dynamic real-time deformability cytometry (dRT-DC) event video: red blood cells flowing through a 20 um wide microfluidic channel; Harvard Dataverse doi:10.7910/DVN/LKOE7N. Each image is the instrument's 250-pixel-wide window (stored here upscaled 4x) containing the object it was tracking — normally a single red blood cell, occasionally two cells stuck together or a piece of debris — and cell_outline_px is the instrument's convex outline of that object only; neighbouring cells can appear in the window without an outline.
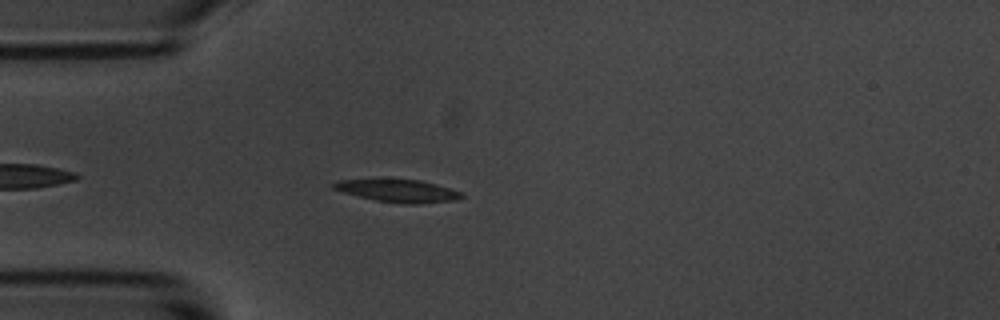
{"species": "common noctule bat (a hibernating species)", "species_latin": "Nyctalus noctula", "temperature_condition": "room temperature", "stored_images_in_passage": 39, "camera_frame_rate_fps": 3000, "um_per_image_px": 0.085, "animal": {"sex": "male", "body_mass_g": 20.1, "forearm_length_mm": 53.5}, "frame": {"image": 1, "passage_image": 6, "time_ms": 1.667, "image_size_px": [1000, 320], "cell_outline_px": [[464, 196], [456, 200], [420, 204], [400, 204], [376, 200], [344, 192], [332, 188], [332, 184], [336, 180], [420, 180], [436, 184], [460, 192]], "centroid_in_image_um": [33.86, 16.23], "position_along_channel_um": 51.1, "area_um2": 16.53}}
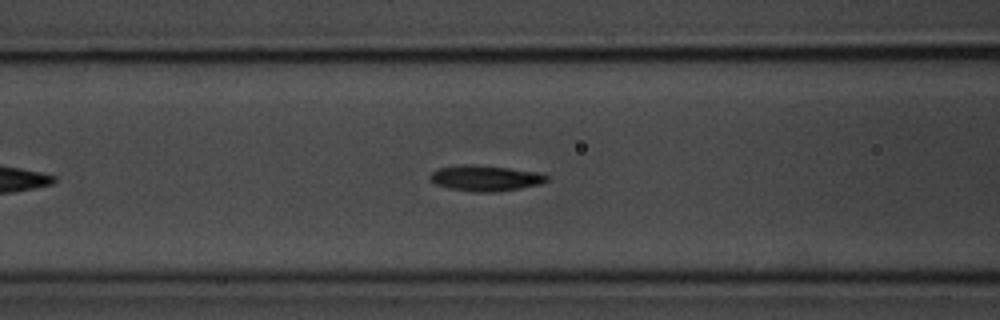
{"frame": {"image": 2, "passage_image": 13, "time_ms": 4.0, "image_size_px": [1000, 320], "cell_outline_px": [[548, 180], [540, 184], [520, 188], [496, 192], [472, 192], [448, 188], [436, 184], [428, 176], [432, 172], [440, 168], [508, 168], [540, 172], [548, 176]], "centroid_in_image_um": [41.34, 15.21], "position_along_channel_um": 125.3, "area_um2": 16.36}}
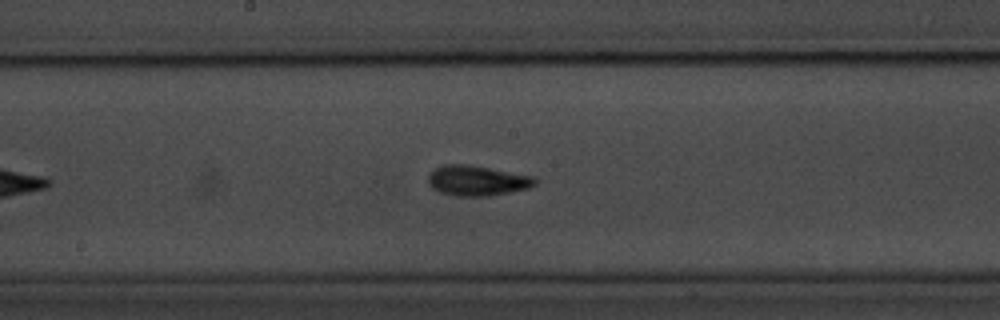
{"frame": {"image": 3, "passage_image": 20, "time_ms": 6.333, "image_size_px": [1000, 320], "cell_outline_px": [[536, 184], [528, 188], [488, 196], [452, 196], [440, 192], [432, 188], [428, 184], [428, 176], [436, 168], [444, 164], [464, 164], [488, 168], [532, 176], [536, 180]], "centroid_in_image_um": [40.5, 15.36], "position_along_channel_um": 207.7, "area_um2": 18.55}, "authors_computed_cell_mechanics": {"area_um2": 17.1088, "velocity_mm_per_s": 3.5305, "shape_relaxation_time_tau1_ms": 3.1042, "shape_relaxation_time_tau2_ms": 2.3913, "deformation_change_tau1": 0.1566, "deformation_change_tau2": 0.095}}